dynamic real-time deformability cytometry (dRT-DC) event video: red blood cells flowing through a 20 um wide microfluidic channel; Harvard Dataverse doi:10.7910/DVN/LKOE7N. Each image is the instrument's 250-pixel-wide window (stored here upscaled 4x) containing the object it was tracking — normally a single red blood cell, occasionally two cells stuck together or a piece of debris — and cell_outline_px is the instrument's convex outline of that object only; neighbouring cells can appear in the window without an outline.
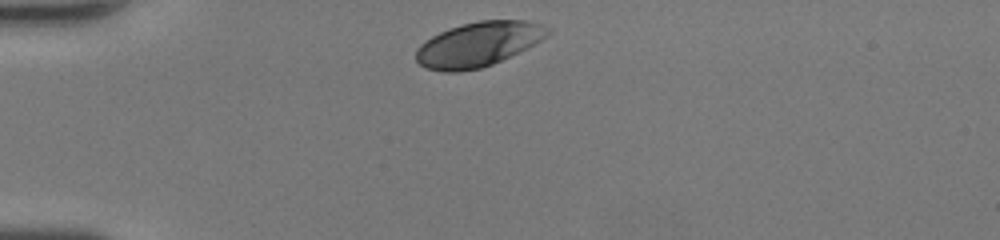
{"species": "human", "species_latin": "Homo sapiens", "temperature_condition": "room temperature", "stored_images_in_passage": 28, "camera_frame_rate_fps": 3000, "um_per_image_px": 0.085, "donor": {"sex": "female"}, "frame": {"image": 1, "passage_image": 1, "time_ms": 0.0, "image_size_px": [1000, 240], "cell_outline_px": [[552, 32], [548, 36], [492, 64], [480, 68], [456, 72], [444, 72], [424, 68], [416, 60], [416, 48], [420, 44], [432, 36], [440, 32], [464, 24], [480, 20], [524, 20], [540, 24], [552, 28]], "centroid_in_image_um": [40.63, 3.76], "position_along_channel_um": 44.4, "area_um2": 33.81}}
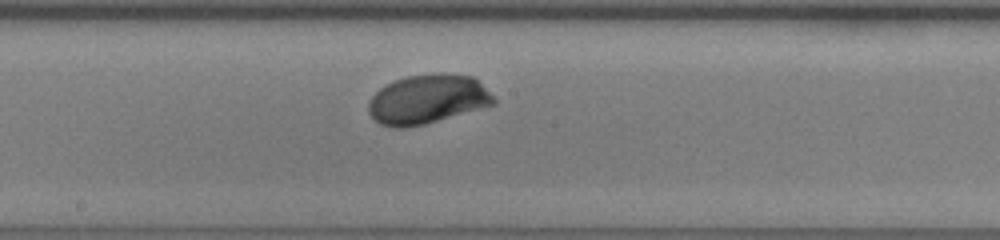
{"frame": {"image": 2, "passage_image": 15, "time_ms": 4.667, "image_size_px": [1000, 240], "cell_outline_px": [[496, 104], [424, 124], [404, 128], [392, 128], [380, 124], [368, 112], [368, 100], [380, 88], [396, 80], [408, 76], [440, 72], [444, 72], [472, 76], [496, 100]], "centroid_in_image_um": [36.31, 8.44], "position_along_channel_um": 211.9, "area_um2": 35.72}}
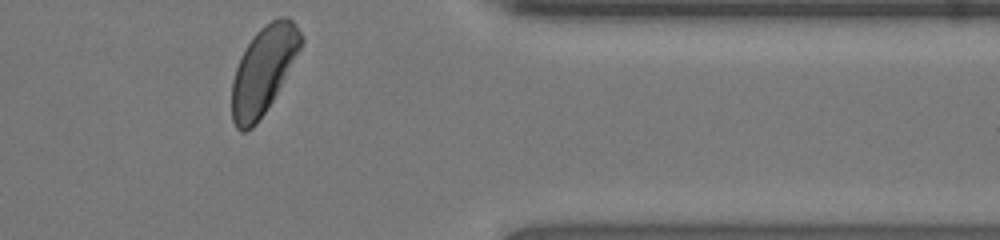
{"frame": {"image": 3, "passage_image": 28, "time_ms": 9.0, "image_size_px": [1000, 240], "cell_outline_px": [[304, 40], [300, 48], [272, 100], [256, 124], [252, 128], [244, 132], [240, 132], [236, 128], [232, 120], [232, 80], [240, 56], [256, 32], [264, 24], [280, 16], [288, 16], [292, 20], [300, 32]], "centroid_in_image_um": [22.36, 5.96], "position_along_channel_um": 389.0, "area_um2": 34.56}, "authors_computed_cell_mechanics": {"area_um2": 35.2002, "velocity_mm_per_s": 4.3682, "shape_relaxation_time_tau1_ms": 1.8469, "shape_relaxation_time_tau2_ms": null, "deformation_change_tau1": 0.1305, "deformation_change_tau2": null}}